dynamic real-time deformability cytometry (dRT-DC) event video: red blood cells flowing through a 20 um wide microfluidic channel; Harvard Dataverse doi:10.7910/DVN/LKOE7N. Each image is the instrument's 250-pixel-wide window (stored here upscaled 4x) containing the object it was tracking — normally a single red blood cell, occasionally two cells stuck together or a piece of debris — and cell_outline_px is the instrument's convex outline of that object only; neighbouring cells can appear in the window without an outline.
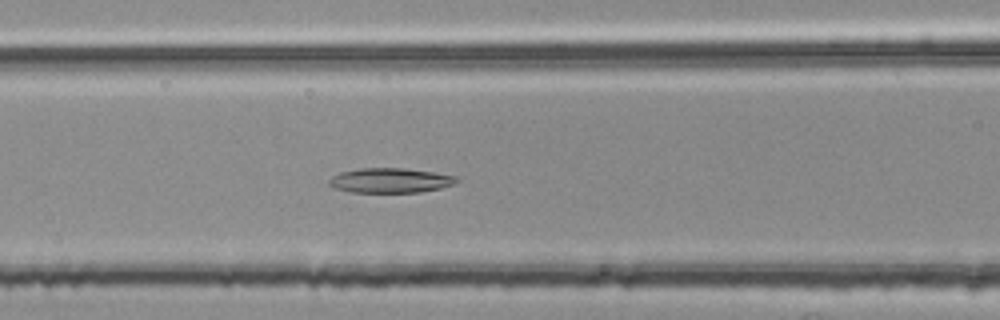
{"species": "common noctule bat (a hibernating species)", "species_latin": "Nyctalus noctula", "temperature_condition": "room temperature", "stored_images_in_passage": 52, "camera_frame_rate_fps": 3000, "um_per_image_px": 0.085, "animal": {"sex": "female", "body_mass_g": 25.1}, "frame": {"image": 1, "passage_image": 22, "time_ms": 7.0, "image_size_px": [1000, 320], "cell_outline_px": [[460, 180], [456, 184], [440, 188], [420, 192], [352, 192], [332, 188], [328, 184], [328, 180], [332, 176], [340, 172], [360, 168], [404, 168], [432, 172], [456, 176]], "centroid_in_image_um": [33.16, 15.34], "position_along_channel_um": 133.4, "area_um2": 18.5}}
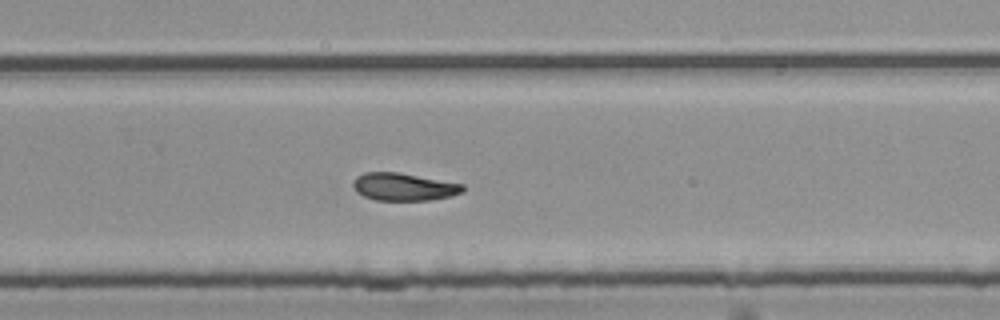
{"frame": {"image": 2, "passage_image": 35, "time_ms": 11.333, "image_size_px": [1000, 320], "cell_outline_px": [[464, 192], [452, 196], [428, 200], [376, 200], [364, 196], [356, 192], [352, 184], [352, 180], [356, 176], [364, 172], [400, 172], [464, 184]], "centroid_in_image_um": [34.31, 15.87], "position_along_channel_um": 295.5, "area_um2": 17.86}}
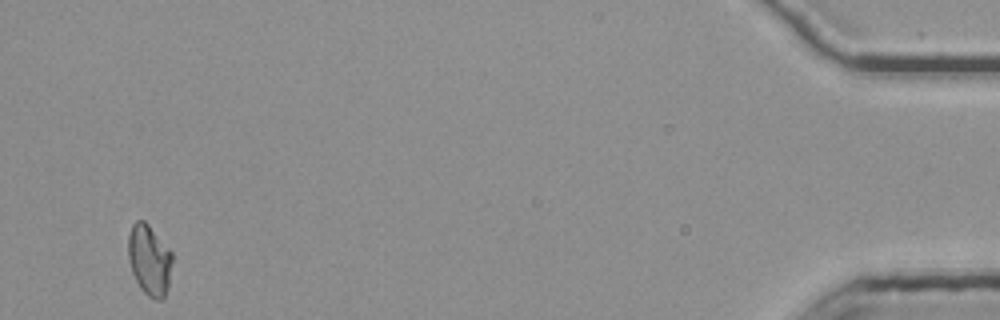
{"frame": {"image": 3, "passage_image": 52, "time_ms": 17.0, "image_size_px": [1000, 320], "cell_outline_px": [[172, 260], [168, 288], [164, 300], [152, 300], [140, 288], [132, 272], [128, 256], [128, 236], [132, 224], [136, 220], [144, 220], [148, 224], [172, 252]], "centroid_in_image_um": [12.7, 22.12], "position_along_channel_um": 422.5, "area_um2": 18.26}}